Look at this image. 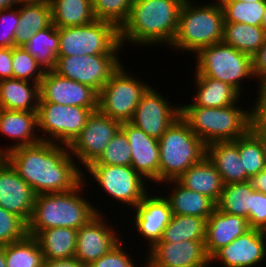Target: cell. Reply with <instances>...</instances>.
<instances>
[{
    "label": "cell",
    "instance_id": "6da1fadb",
    "mask_svg": "<svg viewBox=\"0 0 266 267\" xmlns=\"http://www.w3.org/2000/svg\"><path fill=\"white\" fill-rule=\"evenodd\" d=\"M3 157L36 195L68 192L84 181L86 171H81L65 145L41 141L15 148Z\"/></svg>",
    "mask_w": 266,
    "mask_h": 267
},
{
    "label": "cell",
    "instance_id": "7a4b0ae2",
    "mask_svg": "<svg viewBox=\"0 0 266 267\" xmlns=\"http://www.w3.org/2000/svg\"><path fill=\"white\" fill-rule=\"evenodd\" d=\"M185 0H133L128 19L120 28L122 46H171Z\"/></svg>",
    "mask_w": 266,
    "mask_h": 267
},
{
    "label": "cell",
    "instance_id": "3957f363",
    "mask_svg": "<svg viewBox=\"0 0 266 267\" xmlns=\"http://www.w3.org/2000/svg\"><path fill=\"white\" fill-rule=\"evenodd\" d=\"M85 177L84 174V181L71 191L36 195L33 212L27 224L29 236L34 237L39 231L55 227L78 230L97 213H102L96 205L91 204L93 202L84 198L82 189L84 190V184L88 182Z\"/></svg>",
    "mask_w": 266,
    "mask_h": 267
},
{
    "label": "cell",
    "instance_id": "277c9868",
    "mask_svg": "<svg viewBox=\"0 0 266 267\" xmlns=\"http://www.w3.org/2000/svg\"><path fill=\"white\" fill-rule=\"evenodd\" d=\"M239 102L225 107L180 106V117L207 146L213 142L234 141L250 131L259 105L243 109Z\"/></svg>",
    "mask_w": 266,
    "mask_h": 267
},
{
    "label": "cell",
    "instance_id": "5b68a950",
    "mask_svg": "<svg viewBox=\"0 0 266 267\" xmlns=\"http://www.w3.org/2000/svg\"><path fill=\"white\" fill-rule=\"evenodd\" d=\"M212 1L203 5L193 0L184 1L177 31L169 48L196 54L201 48L223 40V9L218 0Z\"/></svg>",
    "mask_w": 266,
    "mask_h": 267
},
{
    "label": "cell",
    "instance_id": "8992f818",
    "mask_svg": "<svg viewBox=\"0 0 266 267\" xmlns=\"http://www.w3.org/2000/svg\"><path fill=\"white\" fill-rule=\"evenodd\" d=\"M159 142V185L176 180L206 155V145L179 117L161 136Z\"/></svg>",
    "mask_w": 266,
    "mask_h": 267
},
{
    "label": "cell",
    "instance_id": "52a82bcc",
    "mask_svg": "<svg viewBox=\"0 0 266 267\" xmlns=\"http://www.w3.org/2000/svg\"><path fill=\"white\" fill-rule=\"evenodd\" d=\"M121 47L120 29L108 21L95 20L85 25L59 28L57 57L119 55Z\"/></svg>",
    "mask_w": 266,
    "mask_h": 267
},
{
    "label": "cell",
    "instance_id": "ba28073f",
    "mask_svg": "<svg viewBox=\"0 0 266 267\" xmlns=\"http://www.w3.org/2000/svg\"><path fill=\"white\" fill-rule=\"evenodd\" d=\"M195 55V75L220 80L234 87L240 94L243 92V81L255 78L252 57L223 41L203 47Z\"/></svg>",
    "mask_w": 266,
    "mask_h": 267
},
{
    "label": "cell",
    "instance_id": "9c48e42d",
    "mask_svg": "<svg viewBox=\"0 0 266 267\" xmlns=\"http://www.w3.org/2000/svg\"><path fill=\"white\" fill-rule=\"evenodd\" d=\"M149 87L145 81L135 75L133 77L132 72L129 74L121 64L99 92L98 110L121 123L129 122Z\"/></svg>",
    "mask_w": 266,
    "mask_h": 267
},
{
    "label": "cell",
    "instance_id": "30bf717a",
    "mask_svg": "<svg viewBox=\"0 0 266 267\" xmlns=\"http://www.w3.org/2000/svg\"><path fill=\"white\" fill-rule=\"evenodd\" d=\"M97 110L98 108L39 102L37 122L38 133L43 135L40 136L41 140L69 146L86 125L88 117Z\"/></svg>",
    "mask_w": 266,
    "mask_h": 267
},
{
    "label": "cell",
    "instance_id": "8fae6325",
    "mask_svg": "<svg viewBox=\"0 0 266 267\" xmlns=\"http://www.w3.org/2000/svg\"><path fill=\"white\" fill-rule=\"evenodd\" d=\"M85 169L101 191L132 210L149 193L148 183L131 166L90 164Z\"/></svg>",
    "mask_w": 266,
    "mask_h": 267
},
{
    "label": "cell",
    "instance_id": "7c38bea8",
    "mask_svg": "<svg viewBox=\"0 0 266 267\" xmlns=\"http://www.w3.org/2000/svg\"><path fill=\"white\" fill-rule=\"evenodd\" d=\"M119 55H80L57 57L54 72L85 84L98 93L120 67Z\"/></svg>",
    "mask_w": 266,
    "mask_h": 267
},
{
    "label": "cell",
    "instance_id": "4fadbf2b",
    "mask_svg": "<svg viewBox=\"0 0 266 267\" xmlns=\"http://www.w3.org/2000/svg\"><path fill=\"white\" fill-rule=\"evenodd\" d=\"M120 128L121 122L111 119L99 110L94 111L88 117L84 128L68 146L69 153L86 168L102 155Z\"/></svg>",
    "mask_w": 266,
    "mask_h": 267
},
{
    "label": "cell",
    "instance_id": "5bb4252c",
    "mask_svg": "<svg viewBox=\"0 0 266 267\" xmlns=\"http://www.w3.org/2000/svg\"><path fill=\"white\" fill-rule=\"evenodd\" d=\"M169 101L151 85L142 95L129 122L159 140L180 117V105H171L173 103Z\"/></svg>",
    "mask_w": 266,
    "mask_h": 267
},
{
    "label": "cell",
    "instance_id": "9a60e30c",
    "mask_svg": "<svg viewBox=\"0 0 266 267\" xmlns=\"http://www.w3.org/2000/svg\"><path fill=\"white\" fill-rule=\"evenodd\" d=\"M147 251L144 267H210L204 240L156 242Z\"/></svg>",
    "mask_w": 266,
    "mask_h": 267
},
{
    "label": "cell",
    "instance_id": "2e32d148",
    "mask_svg": "<svg viewBox=\"0 0 266 267\" xmlns=\"http://www.w3.org/2000/svg\"><path fill=\"white\" fill-rule=\"evenodd\" d=\"M104 214L97 213L77 230L75 256L85 266L108 253L122 239L116 226L105 222ZM110 225V226H109ZM113 225V226H112ZM116 231V232H115Z\"/></svg>",
    "mask_w": 266,
    "mask_h": 267
},
{
    "label": "cell",
    "instance_id": "e0dca14e",
    "mask_svg": "<svg viewBox=\"0 0 266 267\" xmlns=\"http://www.w3.org/2000/svg\"><path fill=\"white\" fill-rule=\"evenodd\" d=\"M39 102L64 106L98 108L99 93L88 85L65 78L54 71L44 72L39 83Z\"/></svg>",
    "mask_w": 266,
    "mask_h": 267
},
{
    "label": "cell",
    "instance_id": "ac0fdd59",
    "mask_svg": "<svg viewBox=\"0 0 266 267\" xmlns=\"http://www.w3.org/2000/svg\"><path fill=\"white\" fill-rule=\"evenodd\" d=\"M266 259V231L251 228L210 257L223 267H255ZM216 261V262H215Z\"/></svg>",
    "mask_w": 266,
    "mask_h": 267
},
{
    "label": "cell",
    "instance_id": "d6986e66",
    "mask_svg": "<svg viewBox=\"0 0 266 267\" xmlns=\"http://www.w3.org/2000/svg\"><path fill=\"white\" fill-rule=\"evenodd\" d=\"M36 194L4 158H0V206L20 217L26 224L30 221Z\"/></svg>",
    "mask_w": 266,
    "mask_h": 267
},
{
    "label": "cell",
    "instance_id": "ffe728a7",
    "mask_svg": "<svg viewBox=\"0 0 266 267\" xmlns=\"http://www.w3.org/2000/svg\"><path fill=\"white\" fill-rule=\"evenodd\" d=\"M150 195V196H149ZM133 220L134 227L138 231V235H142L147 240L149 249L161 240L162 234L166 226L172 218V211L169 202L164 196H152L146 194L143 200L134 207Z\"/></svg>",
    "mask_w": 266,
    "mask_h": 267
},
{
    "label": "cell",
    "instance_id": "44dd1931",
    "mask_svg": "<svg viewBox=\"0 0 266 267\" xmlns=\"http://www.w3.org/2000/svg\"><path fill=\"white\" fill-rule=\"evenodd\" d=\"M131 147V167L145 180L159 183V142L146 135L131 122H122L120 128Z\"/></svg>",
    "mask_w": 266,
    "mask_h": 267
},
{
    "label": "cell",
    "instance_id": "7402d4cb",
    "mask_svg": "<svg viewBox=\"0 0 266 267\" xmlns=\"http://www.w3.org/2000/svg\"><path fill=\"white\" fill-rule=\"evenodd\" d=\"M36 132H38L37 112L0 108V135L15 140L14 145L1 149L2 157L15 148L41 142V134L38 135Z\"/></svg>",
    "mask_w": 266,
    "mask_h": 267
},
{
    "label": "cell",
    "instance_id": "603a6c76",
    "mask_svg": "<svg viewBox=\"0 0 266 267\" xmlns=\"http://www.w3.org/2000/svg\"><path fill=\"white\" fill-rule=\"evenodd\" d=\"M250 229L246 218L230 215L215 208L206 221L204 244L207 256L210 258L221 247Z\"/></svg>",
    "mask_w": 266,
    "mask_h": 267
},
{
    "label": "cell",
    "instance_id": "cb8c5ba5",
    "mask_svg": "<svg viewBox=\"0 0 266 267\" xmlns=\"http://www.w3.org/2000/svg\"><path fill=\"white\" fill-rule=\"evenodd\" d=\"M176 181L182 186L210 198L215 204L220 199L224 185L214 163L207 155L189 167Z\"/></svg>",
    "mask_w": 266,
    "mask_h": 267
},
{
    "label": "cell",
    "instance_id": "d4e9b609",
    "mask_svg": "<svg viewBox=\"0 0 266 267\" xmlns=\"http://www.w3.org/2000/svg\"><path fill=\"white\" fill-rule=\"evenodd\" d=\"M206 155L214 163L223 184L243 183L250 180L246 170L243 169L238 147L232 141L208 144Z\"/></svg>",
    "mask_w": 266,
    "mask_h": 267
},
{
    "label": "cell",
    "instance_id": "484cf974",
    "mask_svg": "<svg viewBox=\"0 0 266 267\" xmlns=\"http://www.w3.org/2000/svg\"><path fill=\"white\" fill-rule=\"evenodd\" d=\"M168 183L172 187L165 198L173 215H192L207 220L216 208V204L210 198L182 186L176 180L163 182L164 185Z\"/></svg>",
    "mask_w": 266,
    "mask_h": 267
},
{
    "label": "cell",
    "instance_id": "4316f807",
    "mask_svg": "<svg viewBox=\"0 0 266 267\" xmlns=\"http://www.w3.org/2000/svg\"><path fill=\"white\" fill-rule=\"evenodd\" d=\"M196 94L191 104L180 106H200L218 108L234 105L241 98V94L232 86L220 80L204 75H194Z\"/></svg>",
    "mask_w": 266,
    "mask_h": 267
},
{
    "label": "cell",
    "instance_id": "83f0119b",
    "mask_svg": "<svg viewBox=\"0 0 266 267\" xmlns=\"http://www.w3.org/2000/svg\"><path fill=\"white\" fill-rule=\"evenodd\" d=\"M39 83L21 79L0 81V108L5 110L37 112L39 105Z\"/></svg>",
    "mask_w": 266,
    "mask_h": 267
},
{
    "label": "cell",
    "instance_id": "f1b7e54d",
    "mask_svg": "<svg viewBox=\"0 0 266 267\" xmlns=\"http://www.w3.org/2000/svg\"><path fill=\"white\" fill-rule=\"evenodd\" d=\"M34 238L38 241L44 259H63L75 256L77 230L55 227L39 231Z\"/></svg>",
    "mask_w": 266,
    "mask_h": 267
},
{
    "label": "cell",
    "instance_id": "f546056e",
    "mask_svg": "<svg viewBox=\"0 0 266 267\" xmlns=\"http://www.w3.org/2000/svg\"><path fill=\"white\" fill-rule=\"evenodd\" d=\"M20 21L15 34V47H24L33 33L52 25L51 7L44 4L21 3Z\"/></svg>",
    "mask_w": 266,
    "mask_h": 267
},
{
    "label": "cell",
    "instance_id": "4dcf8cb0",
    "mask_svg": "<svg viewBox=\"0 0 266 267\" xmlns=\"http://www.w3.org/2000/svg\"><path fill=\"white\" fill-rule=\"evenodd\" d=\"M52 24L57 28L85 25L96 20L92 0H52Z\"/></svg>",
    "mask_w": 266,
    "mask_h": 267
},
{
    "label": "cell",
    "instance_id": "1f68e13d",
    "mask_svg": "<svg viewBox=\"0 0 266 267\" xmlns=\"http://www.w3.org/2000/svg\"><path fill=\"white\" fill-rule=\"evenodd\" d=\"M24 48L36 59L44 72L53 71L59 52V28L52 24L46 29L33 33Z\"/></svg>",
    "mask_w": 266,
    "mask_h": 267
},
{
    "label": "cell",
    "instance_id": "d6a6232c",
    "mask_svg": "<svg viewBox=\"0 0 266 267\" xmlns=\"http://www.w3.org/2000/svg\"><path fill=\"white\" fill-rule=\"evenodd\" d=\"M266 39L261 26L245 23L224 22L223 42L253 57Z\"/></svg>",
    "mask_w": 266,
    "mask_h": 267
},
{
    "label": "cell",
    "instance_id": "836d02e7",
    "mask_svg": "<svg viewBox=\"0 0 266 267\" xmlns=\"http://www.w3.org/2000/svg\"><path fill=\"white\" fill-rule=\"evenodd\" d=\"M206 221L205 218L192 215H172L158 242L205 241Z\"/></svg>",
    "mask_w": 266,
    "mask_h": 267
},
{
    "label": "cell",
    "instance_id": "e575fe53",
    "mask_svg": "<svg viewBox=\"0 0 266 267\" xmlns=\"http://www.w3.org/2000/svg\"><path fill=\"white\" fill-rule=\"evenodd\" d=\"M216 208L230 215L249 220L252 208V185L248 182L224 184Z\"/></svg>",
    "mask_w": 266,
    "mask_h": 267
},
{
    "label": "cell",
    "instance_id": "d590c367",
    "mask_svg": "<svg viewBox=\"0 0 266 267\" xmlns=\"http://www.w3.org/2000/svg\"><path fill=\"white\" fill-rule=\"evenodd\" d=\"M4 254L7 267H43L42 250L32 236L4 245Z\"/></svg>",
    "mask_w": 266,
    "mask_h": 267
},
{
    "label": "cell",
    "instance_id": "8d00e7d4",
    "mask_svg": "<svg viewBox=\"0 0 266 267\" xmlns=\"http://www.w3.org/2000/svg\"><path fill=\"white\" fill-rule=\"evenodd\" d=\"M224 14V22L245 23L261 26L266 1L242 2L239 0H218Z\"/></svg>",
    "mask_w": 266,
    "mask_h": 267
},
{
    "label": "cell",
    "instance_id": "74e56055",
    "mask_svg": "<svg viewBox=\"0 0 266 267\" xmlns=\"http://www.w3.org/2000/svg\"><path fill=\"white\" fill-rule=\"evenodd\" d=\"M232 142L238 147L243 169L250 178L266 168L262 146L250 131Z\"/></svg>",
    "mask_w": 266,
    "mask_h": 267
},
{
    "label": "cell",
    "instance_id": "f35d334b",
    "mask_svg": "<svg viewBox=\"0 0 266 267\" xmlns=\"http://www.w3.org/2000/svg\"><path fill=\"white\" fill-rule=\"evenodd\" d=\"M133 0H92L96 20L108 21L119 29L129 17Z\"/></svg>",
    "mask_w": 266,
    "mask_h": 267
},
{
    "label": "cell",
    "instance_id": "ab89813d",
    "mask_svg": "<svg viewBox=\"0 0 266 267\" xmlns=\"http://www.w3.org/2000/svg\"><path fill=\"white\" fill-rule=\"evenodd\" d=\"M131 147L126 134L119 129L102 155L91 164L131 166Z\"/></svg>",
    "mask_w": 266,
    "mask_h": 267
},
{
    "label": "cell",
    "instance_id": "60d3db41",
    "mask_svg": "<svg viewBox=\"0 0 266 267\" xmlns=\"http://www.w3.org/2000/svg\"><path fill=\"white\" fill-rule=\"evenodd\" d=\"M13 78L40 83L44 71L24 47H13Z\"/></svg>",
    "mask_w": 266,
    "mask_h": 267
},
{
    "label": "cell",
    "instance_id": "b9f144b4",
    "mask_svg": "<svg viewBox=\"0 0 266 267\" xmlns=\"http://www.w3.org/2000/svg\"><path fill=\"white\" fill-rule=\"evenodd\" d=\"M27 235V224L0 206V246L23 240Z\"/></svg>",
    "mask_w": 266,
    "mask_h": 267
},
{
    "label": "cell",
    "instance_id": "7bdbcfd3",
    "mask_svg": "<svg viewBox=\"0 0 266 267\" xmlns=\"http://www.w3.org/2000/svg\"><path fill=\"white\" fill-rule=\"evenodd\" d=\"M20 21L17 7L0 10V47H15V34Z\"/></svg>",
    "mask_w": 266,
    "mask_h": 267
},
{
    "label": "cell",
    "instance_id": "ee69618b",
    "mask_svg": "<svg viewBox=\"0 0 266 267\" xmlns=\"http://www.w3.org/2000/svg\"><path fill=\"white\" fill-rule=\"evenodd\" d=\"M121 240L108 253L104 254L98 260L90 263L86 267H138L134 260L124 251L126 248Z\"/></svg>",
    "mask_w": 266,
    "mask_h": 267
},
{
    "label": "cell",
    "instance_id": "f6af8a7d",
    "mask_svg": "<svg viewBox=\"0 0 266 267\" xmlns=\"http://www.w3.org/2000/svg\"><path fill=\"white\" fill-rule=\"evenodd\" d=\"M248 223L250 228L266 231V195L253 187Z\"/></svg>",
    "mask_w": 266,
    "mask_h": 267
},
{
    "label": "cell",
    "instance_id": "bcb514c9",
    "mask_svg": "<svg viewBox=\"0 0 266 267\" xmlns=\"http://www.w3.org/2000/svg\"><path fill=\"white\" fill-rule=\"evenodd\" d=\"M252 63H253V75L258 81L257 87L259 89H256L257 92V98L256 101H254L256 104L260 106L264 89L266 88V39L260 49L257 51V53L252 57Z\"/></svg>",
    "mask_w": 266,
    "mask_h": 267
},
{
    "label": "cell",
    "instance_id": "7dc6e473",
    "mask_svg": "<svg viewBox=\"0 0 266 267\" xmlns=\"http://www.w3.org/2000/svg\"><path fill=\"white\" fill-rule=\"evenodd\" d=\"M250 132L260 142L266 162V109L258 107L251 121Z\"/></svg>",
    "mask_w": 266,
    "mask_h": 267
},
{
    "label": "cell",
    "instance_id": "c3c4849f",
    "mask_svg": "<svg viewBox=\"0 0 266 267\" xmlns=\"http://www.w3.org/2000/svg\"><path fill=\"white\" fill-rule=\"evenodd\" d=\"M13 47H0V81L13 78Z\"/></svg>",
    "mask_w": 266,
    "mask_h": 267
},
{
    "label": "cell",
    "instance_id": "681fc988",
    "mask_svg": "<svg viewBox=\"0 0 266 267\" xmlns=\"http://www.w3.org/2000/svg\"><path fill=\"white\" fill-rule=\"evenodd\" d=\"M43 267H86L76 257L63 259H44Z\"/></svg>",
    "mask_w": 266,
    "mask_h": 267
},
{
    "label": "cell",
    "instance_id": "f907efd6",
    "mask_svg": "<svg viewBox=\"0 0 266 267\" xmlns=\"http://www.w3.org/2000/svg\"><path fill=\"white\" fill-rule=\"evenodd\" d=\"M252 187L266 195V168L250 178Z\"/></svg>",
    "mask_w": 266,
    "mask_h": 267
},
{
    "label": "cell",
    "instance_id": "816d5d0a",
    "mask_svg": "<svg viewBox=\"0 0 266 267\" xmlns=\"http://www.w3.org/2000/svg\"><path fill=\"white\" fill-rule=\"evenodd\" d=\"M20 4L21 0H0V10L18 7Z\"/></svg>",
    "mask_w": 266,
    "mask_h": 267
},
{
    "label": "cell",
    "instance_id": "f5cc1de1",
    "mask_svg": "<svg viewBox=\"0 0 266 267\" xmlns=\"http://www.w3.org/2000/svg\"><path fill=\"white\" fill-rule=\"evenodd\" d=\"M52 0H21V3L44 4L50 6Z\"/></svg>",
    "mask_w": 266,
    "mask_h": 267
},
{
    "label": "cell",
    "instance_id": "db71d44e",
    "mask_svg": "<svg viewBox=\"0 0 266 267\" xmlns=\"http://www.w3.org/2000/svg\"><path fill=\"white\" fill-rule=\"evenodd\" d=\"M0 267H7L4 254V246H0Z\"/></svg>",
    "mask_w": 266,
    "mask_h": 267
},
{
    "label": "cell",
    "instance_id": "11a10c76",
    "mask_svg": "<svg viewBox=\"0 0 266 267\" xmlns=\"http://www.w3.org/2000/svg\"><path fill=\"white\" fill-rule=\"evenodd\" d=\"M261 27L263 28V30L266 33V9H265V12L263 14V19H262V22H261Z\"/></svg>",
    "mask_w": 266,
    "mask_h": 267
},
{
    "label": "cell",
    "instance_id": "9f6ffc18",
    "mask_svg": "<svg viewBox=\"0 0 266 267\" xmlns=\"http://www.w3.org/2000/svg\"><path fill=\"white\" fill-rule=\"evenodd\" d=\"M260 107L266 109V88L264 89L263 99L260 104Z\"/></svg>",
    "mask_w": 266,
    "mask_h": 267
},
{
    "label": "cell",
    "instance_id": "6f0895ef",
    "mask_svg": "<svg viewBox=\"0 0 266 267\" xmlns=\"http://www.w3.org/2000/svg\"><path fill=\"white\" fill-rule=\"evenodd\" d=\"M239 1L250 3L255 1H266V0H239Z\"/></svg>",
    "mask_w": 266,
    "mask_h": 267
}]
</instances>
